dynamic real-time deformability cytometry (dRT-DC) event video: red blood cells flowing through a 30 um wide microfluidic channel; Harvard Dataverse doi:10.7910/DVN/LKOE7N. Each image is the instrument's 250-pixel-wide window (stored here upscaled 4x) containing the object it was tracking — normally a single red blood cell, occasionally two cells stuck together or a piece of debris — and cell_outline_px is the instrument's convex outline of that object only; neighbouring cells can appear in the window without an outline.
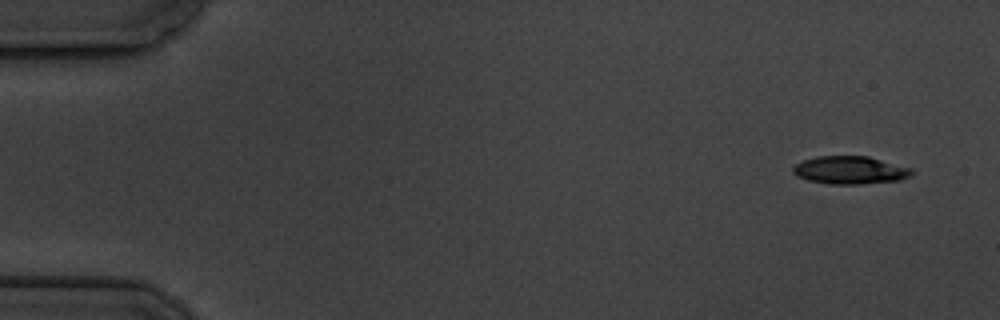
{"species": "common noctule bat (a hibernating species)", "species_latin": "Nyctalus noctula", "temperature_condition": "cold", "stored_images_in_passage": 5, "camera_frame_rate_fps": 3000, "um_per_image_px": 0.085, "animal": {"sex": "male", "body_mass_g": 19.5, "forearm_length_mm": 54.6}, "frame": {"image": 1, "passage_image": 1, "time_ms": 0.0, "image_size_px": [1000, 320], "cell_outline_px": [[912, 172], [908, 176], [900, 180], [860, 184], [828, 184], [808, 180], [796, 176], [792, 172], [792, 168], [796, 164], [804, 160], [816, 156], [868, 156], [912, 168]], "centroid_in_image_um": [72.22, 14.46], "position_along_channel_um": 12.8, "area_um2": 19.25}}
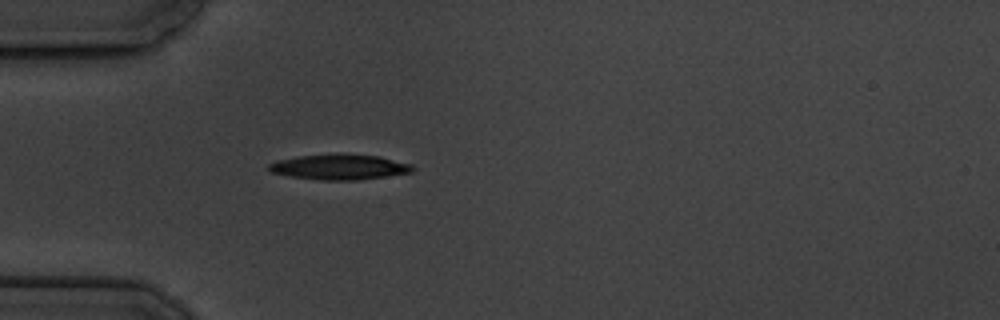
{"frame": {"image": 2, "passage_image": 5, "time_ms": 4.667, "image_size_px": [1000, 320], "cell_outline_px": [[416, 168], [412, 172], [356, 180], [320, 180], [292, 176], [272, 172], [268, 168], [268, 164], [280, 160], [296, 156], [336, 152], [344, 152], [380, 156], [412, 164]], "centroid_in_image_um": [28.89, 14.16], "position_along_channel_um": 56.1, "area_um2": 21.56}}